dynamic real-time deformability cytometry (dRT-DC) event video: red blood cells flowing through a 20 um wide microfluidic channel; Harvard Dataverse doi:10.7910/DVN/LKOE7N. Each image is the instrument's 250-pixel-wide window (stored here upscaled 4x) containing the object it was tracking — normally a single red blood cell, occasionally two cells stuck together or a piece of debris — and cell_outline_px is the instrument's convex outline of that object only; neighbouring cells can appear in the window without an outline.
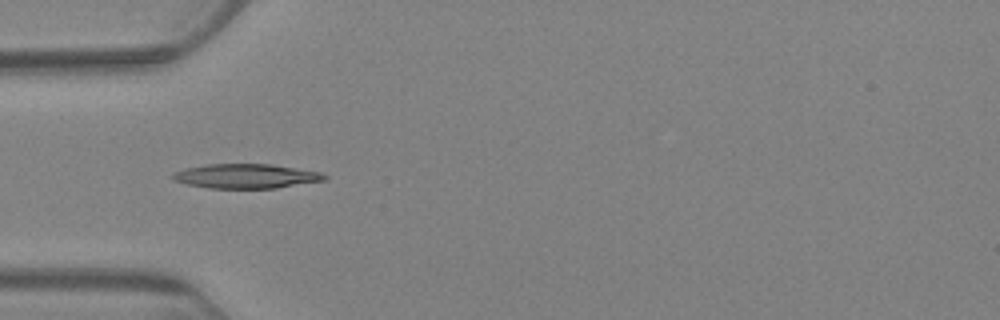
{"species": "Egyptian fruit bat (a non-hibernating species)", "species_latin": "Rousettus aegyptiacus", "temperature_condition": "warm", "stored_images_in_passage": 7, "camera_frame_rate_fps": 3000, "um_per_image_px": 0.085, "animal": {"sex": "female"}, "frame": {"image": 1, "passage_image": 5, "time_ms": 4.667, "image_size_px": [1000, 320], "cell_outline_px": [[328, 176], [324, 180], [276, 188], [208, 188], [188, 184], [172, 180], [168, 176], [172, 172], [184, 168], [208, 164], [272, 164], [320, 172]], "centroid_in_image_um": [20.83, 14.96], "position_along_channel_um": 64.2, "area_um2": 21.68}}
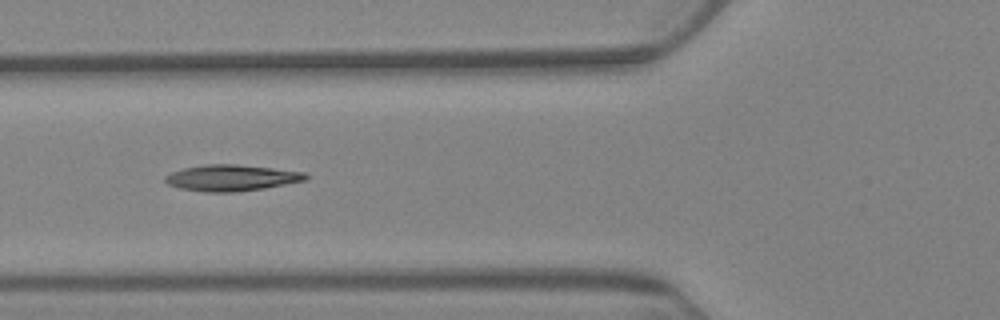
{"frame": {"image": 2, "passage_image": 6, "time_ms": 6.0, "image_size_px": [1000, 320], "cell_outline_px": [[308, 176], [304, 180], [264, 188], [236, 192], [204, 192], [180, 188], [168, 184], [164, 180], [164, 176], [172, 172], [184, 168], [204, 164], [236, 164], [272, 168], [304, 172]], "centroid_in_image_um": [19.62, 15.11], "position_along_channel_um": 106.2, "area_um2": 21.27}}
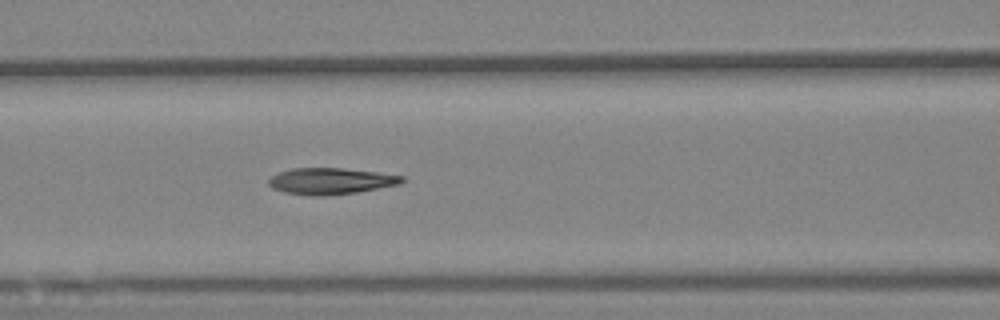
{"frame": {"image": 3, "passage_image": 7, "time_ms": 7.0, "image_size_px": [1000, 320], "cell_outline_px": [[404, 180], [400, 184], [356, 192], [324, 196], [312, 196], [284, 192], [272, 188], [268, 184], [268, 180], [272, 176], [280, 172], [292, 168], [344, 168], [376, 172], [404, 176]], "centroid_in_image_um": [28.09, 15.39], "position_along_channel_um": 138.5, "area_um2": 20.4}}